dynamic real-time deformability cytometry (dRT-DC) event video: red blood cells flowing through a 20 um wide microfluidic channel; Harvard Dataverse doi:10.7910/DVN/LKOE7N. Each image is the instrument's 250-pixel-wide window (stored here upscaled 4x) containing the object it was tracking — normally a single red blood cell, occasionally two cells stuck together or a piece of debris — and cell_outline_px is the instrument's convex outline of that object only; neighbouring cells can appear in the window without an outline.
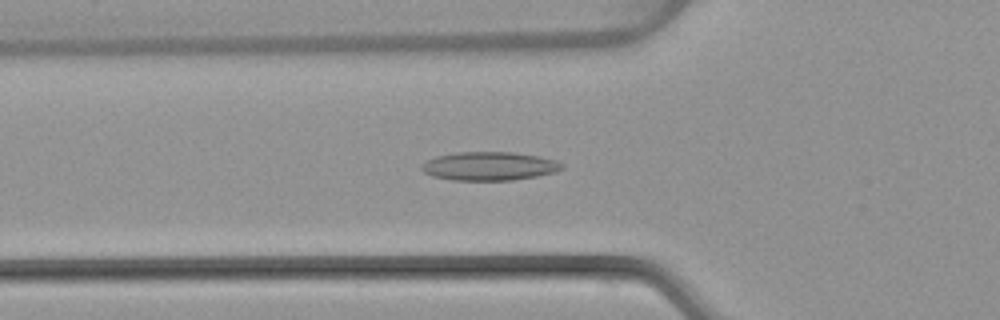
{"species": "common noctule bat (a hibernating species)", "species_latin": "Nyctalus noctula", "temperature_condition": "warm", "stored_images_in_passage": 51, "camera_frame_rate_fps": 3000, "um_per_image_px": 0.085, "animal": {"sex": "female", "body_mass_g": 22.7, "forearm_length_mm": 54.2}, "frame": {"image": 1, "passage_image": 17, "time_ms": 5.333, "image_size_px": [1000, 320], "cell_outline_px": [[564, 168], [556, 172], [536, 176], [512, 180], [452, 180], [432, 176], [424, 172], [420, 168], [428, 160], [436, 156], [456, 152], [512, 152], [540, 156], [556, 160], [564, 164]], "centroid_in_image_um": [41.63, 14.12], "position_along_channel_um": 84.2, "area_um2": 23.41}}
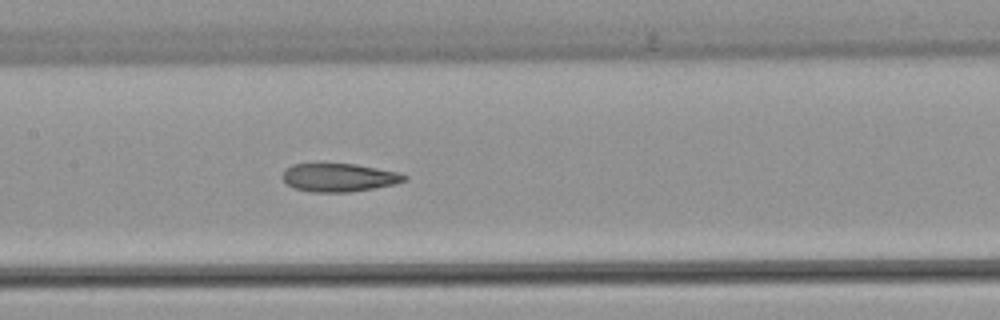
{"frame": {"image": 2, "passage_image": 24, "time_ms": 7.667, "image_size_px": [1000, 320], "cell_outline_px": [[408, 176], [404, 180], [396, 184], [348, 192], [308, 192], [292, 188], [284, 180], [284, 168], [292, 164], [320, 160], [356, 164], [400, 172]], "centroid_in_image_um": [28.75, 15.03], "position_along_channel_um": 178.6, "area_um2": 20.98}}
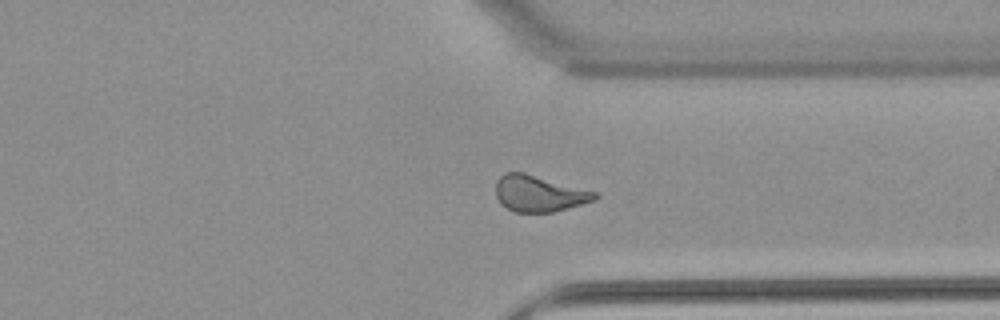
{"frame": {"image": 3, "passage_image": 38, "time_ms": 12.333, "image_size_px": [1000, 320], "cell_outline_px": [[600, 196], [596, 200], [552, 212], [516, 212], [500, 204], [496, 196], [496, 180], [504, 172], [524, 172], [596, 192]], "centroid_in_image_um": [45.8, 16.44], "position_along_channel_um": 365.6, "area_um2": 20.87}, "authors_computed_cell_mechanics": {"area_um2": 21.1548, "velocity_mm_per_s": 4.0122, "shape_relaxation_time_tau1_ms": 7.6811, "shape_relaxation_time_tau2_ms": 2.0567, "deformation_change_tau1": 0.2136, "deformation_change_tau2": 0.0967}}